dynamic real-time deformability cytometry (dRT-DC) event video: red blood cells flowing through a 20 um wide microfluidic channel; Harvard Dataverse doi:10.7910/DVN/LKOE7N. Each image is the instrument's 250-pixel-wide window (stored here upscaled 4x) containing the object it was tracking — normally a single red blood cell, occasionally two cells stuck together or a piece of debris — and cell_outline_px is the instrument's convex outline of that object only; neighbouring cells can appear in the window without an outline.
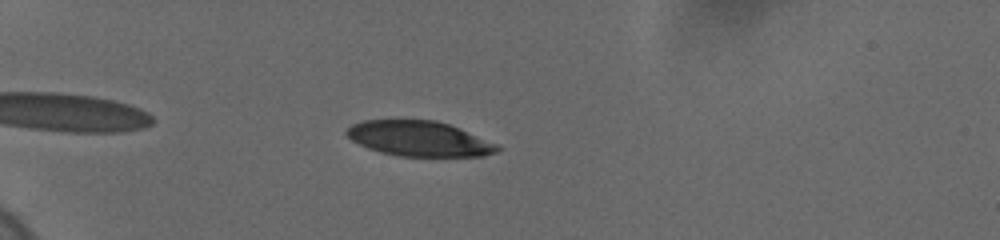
{"species": "human", "species_latin": "Homo sapiens", "temperature_condition": "cold", "stored_images_in_passage": 46, "camera_frame_rate_fps": 3000, "um_per_image_px": 0.085, "donor": {"sex": "female"}, "frame": {"image": 1, "passage_image": 11, "time_ms": 3.333, "image_size_px": [1000, 240], "cell_outline_px": [[500, 148], [496, 152], [484, 156], [400, 156], [380, 152], [368, 148], [352, 140], [344, 132], [352, 124], [364, 120], [436, 120], [448, 124], [500, 144]], "centroid_in_image_um": [35.65, 11.79], "position_along_channel_um": 49.4, "area_um2": 30.81}}
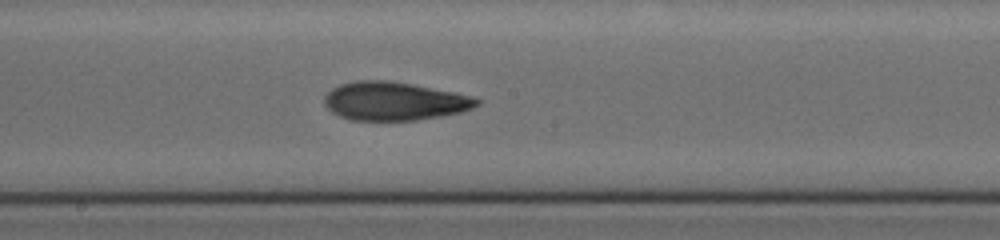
{"frame": {"image": 2, "passage_image": 28, "time_ms": 9.0, "image_size_px": [1000, 240], "cell_outline_px": [[480, 104], [472, 108], [460, 112], [440, 116], [416, 120], [352, 120], [340, 116], [332, 112], [324, 104], [324, 96], [332, 88], [340, 84], [356, 80], [388, 80], [452, 92], [472, 96], [480, 100]], "centroid_in_image_um": [33.48, 8.6], "position_along_channel_um": 214.7, "area_um2": 33.87}}
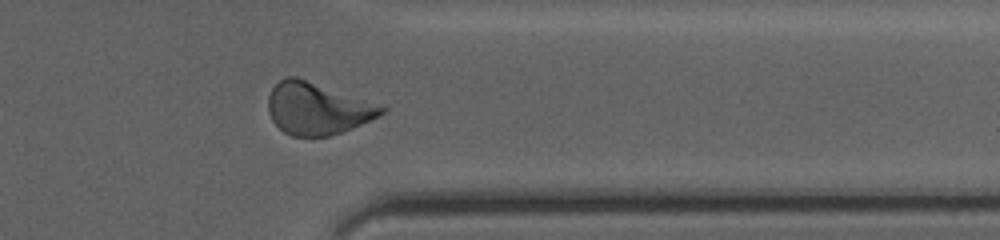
{"frame": {"image": 3, "passage_image": 42, "time_ms": 13.667, "image_size_px": [1000, 240], "cell_outline_px": [[388, 108], [384, 112], [360, 124], [340, 132], [328, 136], [292, 136], [284, 132], [272, 120], [268, 112], [268, 96], [272, 88], [280, 80], [288, 76], [296, 76]], "centroid_in_image_um": [26.9, 9.22], "position_along_channel_um": 384.5, "area_um2": 33.58}, "authors_computed_cell_mechanics": {"area_um2": 33.3795, "velocity_mm_per_s": 3.6737, "shape_relaxation_time_tau1_ms": 4.898, "shape_relaxation_time_tau2_ms": 2.764, "deformation_change_tau1": 0.1861, "deformation_change_tau2": 0.0744}}